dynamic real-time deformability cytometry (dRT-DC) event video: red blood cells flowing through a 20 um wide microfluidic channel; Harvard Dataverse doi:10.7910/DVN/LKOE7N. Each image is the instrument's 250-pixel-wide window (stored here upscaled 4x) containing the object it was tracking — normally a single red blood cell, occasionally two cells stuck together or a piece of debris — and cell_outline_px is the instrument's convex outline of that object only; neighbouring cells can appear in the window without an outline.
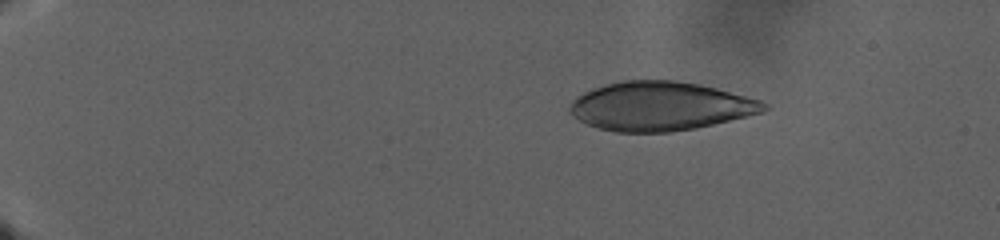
{"species": "human", "species_latin": "Homo sapiens", "temperature_condition": "warm", "stored_images_in_passage": 131, "camera_frame_rate_fps": 3000, "um_per_image_px": 0.085, "donor": {"sex": "male"}, "frame": {"image": 1, "passage_image": 25, "time_ms": 8.0, "image_size_px": [1000, 240], "cell_outline_px": [[768, 108], [760, 112], [696, 128], [672, 132], [616, 132], [596, 128], [572, 116], [568, 108], [572, 100], [576, 96], [584, 92], [608, 84], [624, 80], [672, 80], [696, 84], [716, 88], [760, 100], [768, 104]], "centroid_in_image_um": [56.06, 9.03], "position_along_channel_um": 28.9, "area_um2": 54.79}}
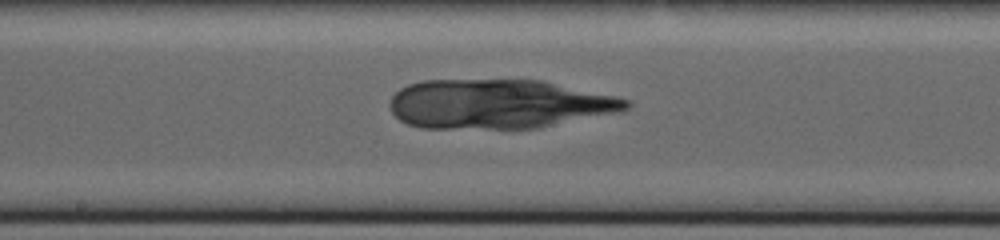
{"frame": {"image": 2, "passage_image": 79, "time_ms": 26.0, "image_size_px": [1000, 240], "cell_outline_px": [[632, 104], [624, 112], [536, 128], [420, 128], [408, 124], [400, 120], [392, 112], [388, 104], [392, 96], [400, 88], [408, 84], [420, 80], [540, 80], [616, 96], [628, 100]], "centroid_in_image_um": [42.39, 8.84], "position_along_channel_um": 205.8, "area_um2": 68.2}}
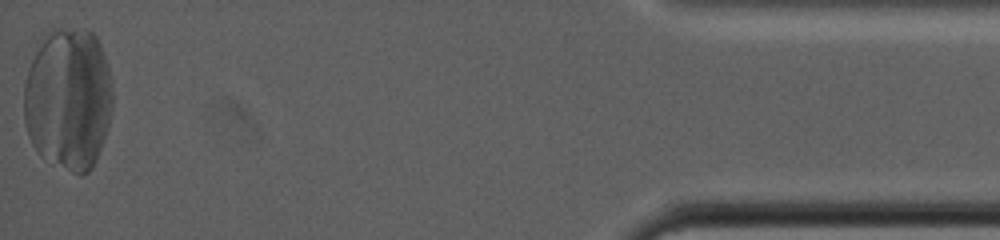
{"frame": {"image": 3, "passage_image": 131, "time_ms": 43.333, "image_size_px": [1000, 240], "cell_outline_px": [[112, 108], [108, 124], [96, 160], [92, 168], [88, 172], [80, 176], [52, 164], [40, 156], [36, 152], [28, 136], [24, 124], [24, 84], [28, 68], [44, 32], [52, 28], [88, 28], [96, 36], [100, 44], [108, 64], [112, 80]], "centroid_in_image_um": [5.8, 8.39], "position_along_channel_um": 429.4, "area_um2": 74.97}}